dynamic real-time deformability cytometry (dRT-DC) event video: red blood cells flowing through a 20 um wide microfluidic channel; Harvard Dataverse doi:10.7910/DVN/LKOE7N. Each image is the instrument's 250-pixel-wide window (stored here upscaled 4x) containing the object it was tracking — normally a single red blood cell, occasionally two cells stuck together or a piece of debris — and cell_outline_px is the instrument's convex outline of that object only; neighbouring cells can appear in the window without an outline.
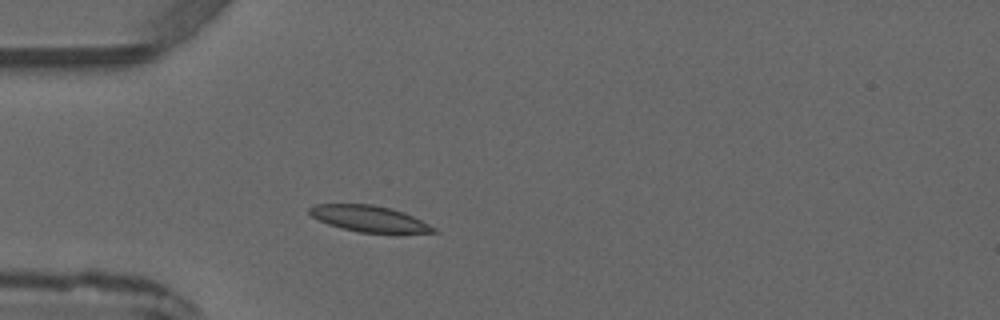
{"species": "common noctule bat (a hibernating species)", "species_latin": "Nyctalus noctula", "temperature_condition": "warm", "stored_images_in_passage": 2, "camera_frame_rate_fps": 3000, "um_per_image_px": 0.085, "animal": {"sex": "male", "forearm_length_mm": 52.5}, "frame": {"image": 1, "passage_image": 2, "time_ms": 1.333, "image_size_px": [1000, 320], "cell_outline_px": [[440, 232], [360, 232], [328, 224], [312, 216], [308, 212], [308, 208], [316, 204], [372, 204], [392, 208], [404, 212], [436, 228]], "centroid_in_image_um": [31.35, 18.56], "position_along_channel_um": 53.6, "area_um2": 18.5}}